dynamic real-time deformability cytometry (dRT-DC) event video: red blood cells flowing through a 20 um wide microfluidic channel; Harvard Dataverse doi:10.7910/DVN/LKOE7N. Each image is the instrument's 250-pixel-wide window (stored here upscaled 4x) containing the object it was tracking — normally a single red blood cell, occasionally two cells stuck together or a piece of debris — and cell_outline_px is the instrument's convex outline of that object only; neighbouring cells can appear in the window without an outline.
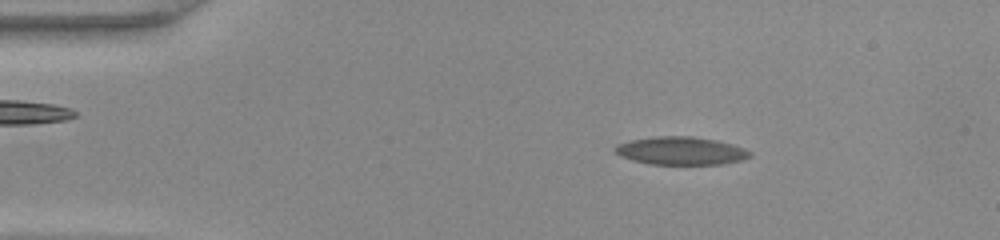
{"species": "common noctule bat (a hibernating species)", "species_latin": "Nyctalus noctula", "temperature_condition": "warm", "stored_images_in_passage": 47, "camera_frame_rate_fps": 3000, "um_per_image_px": 0.085, "animal": {"sex": "female", "body_mass_g": 22.0, "forearm_length_mm": 56.7}, "frame": {"image": 1, "passage_image": 7, "time_ms": 2.0, "image_size_px": [1000, 240], "cell_outline_px": [[752, 156], [740, 160], [720, 164], [648, 164], [632, 160], [620, 156], [612, 148], [616, 144], [632, 140], [656, 136], [692, 136], [716, 140], [732, 144], [744, 148], [752, 152]], "centroid_in_image_um": [57.86, 12.81], "position_along_channel_um": 27.1, "area_um2": 22.02}}
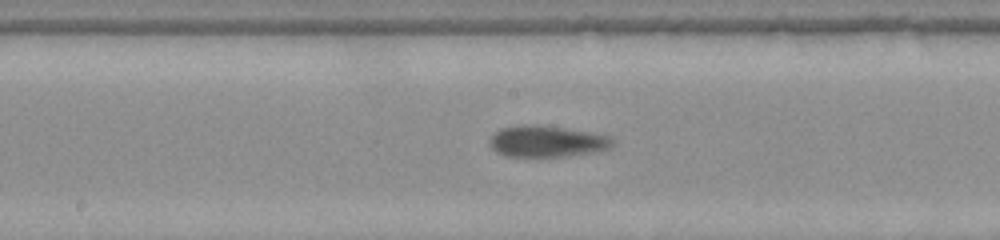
{"frame": {"image": 2, "passage_image": 24, "time_ms": 7.667, "image_size_px": [1000, 240], "cell_outline_px": [[616, 144], [612, 148], [596, 152], [564, 156], [504, 156], [496, 152], [492, 148], [488, 140], [500, 128], [532, 124], [536, 124], [592, 132], [608, 136]], "centroid_in_image_um": [46.51, 12.02], "position_along_channel_um": 201.7, "area_um2": 22.48}}
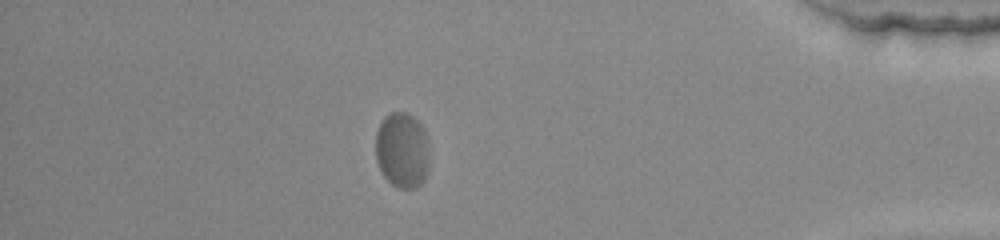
{"frame": {"image": 3, "passage_image": 41, "time_ms": 13.333, "image_size_px": [1000, 240], "cell_outline_px": [[428, 172], [424, 180], [416, 188], [400, 188], [392, 184], [384, 176], [376, 160], [376, 132], [384, 116], [392, 112], [408, 112], [424, 128], [428, 160]], "centroid_in_image_um": [34.17, 12.77], "position_along_channel_um": 401.0, "area_um2": 23.58}}